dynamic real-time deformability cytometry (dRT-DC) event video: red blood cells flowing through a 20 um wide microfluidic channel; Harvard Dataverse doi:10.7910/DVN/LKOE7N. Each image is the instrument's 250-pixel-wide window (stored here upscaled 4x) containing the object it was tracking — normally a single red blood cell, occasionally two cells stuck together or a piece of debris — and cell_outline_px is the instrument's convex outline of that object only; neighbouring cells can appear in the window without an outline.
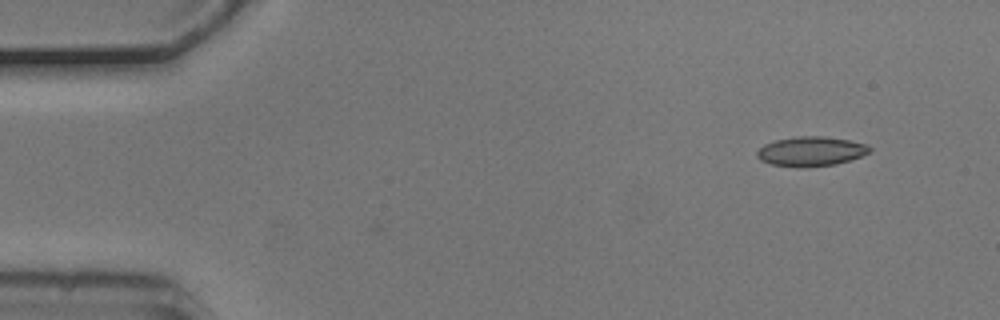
{"species": "common noctule bat (a hibernating species)", "species_latin": "Nyctalus noctula", "temperature_condition": "cold", "stored_images_in_passage": 4, "camera_frame_rate_fps": 3000, "um_per_image_px": 0.085, "animal": {"sex": "male", "body_mass_g": 20.5, "forearm_length_mm": 52.5}, "frame": {"image": 1, "passage_image": 4, "time_ms": 1.0, "image_size_px": [1000, 320], "cell_outline_px": [[872, 152], [836, 164], [800, 168], [772, 164], [760, 160], [756, 156], [756, 152], [764, 144], [776, 140], [796, 136], [824, 136], [848, 140], [868, 144], [872, 148]], "centroid_in_image_um": [68.94, 12.86], "position_along_channel_um": 16.1, "area_um2": 19.48}}